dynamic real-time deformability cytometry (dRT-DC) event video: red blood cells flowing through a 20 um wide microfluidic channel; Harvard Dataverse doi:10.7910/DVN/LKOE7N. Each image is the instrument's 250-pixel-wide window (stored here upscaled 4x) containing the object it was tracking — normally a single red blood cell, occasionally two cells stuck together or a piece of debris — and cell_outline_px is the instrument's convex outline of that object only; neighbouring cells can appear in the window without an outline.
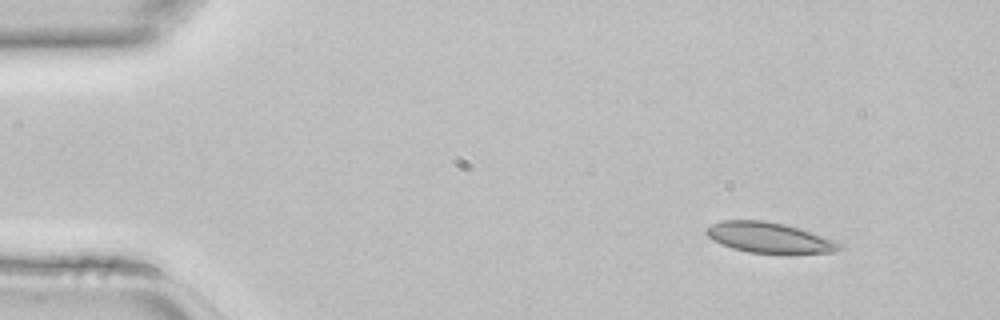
{"species": "common noctule bat (a hibernating species)", "species_latin": "Nyctalus noctula", "temperature_condition": "room temperature", "stored_images_in_passage": 40, "camera_frame_rate_fps": 3000, "um_per_image_px": 0.085, "animal": {"sex": "female", "body_mass_g": 22.7, "forearm_length_mm": 54.2}, "frame": {"image": 1, "passage_image": 1, "time_ms": 0.0, "image_size_px": [1000, 320], "cell_outline_px": [[844, 248], [836, 252], [788, 256], [748, 252], [732, 248], [712, 240], [704, 232], [704, 228], [720, 220], [764, 220], [784, 224], [800, 228], [832, 240], [840, 244]], "centroid_in_image_um": [65.4, 20.24], "position_along_channel_um": 19.6, "area_um2": 24.51}}
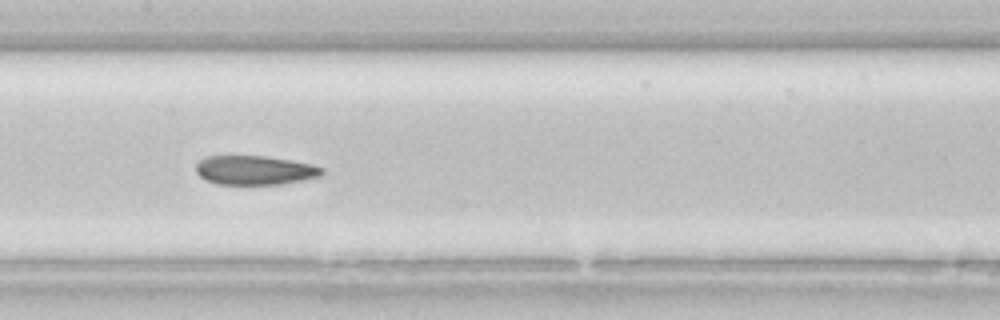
{"frame": {"image": 2, "passage_image": 18, "time_ms": 5.667, "image_size_px": [1000, 320], "cell_outline_px": [[324, 172], [320, 176], [280, 184], [216, 184], [200, 176], [196, 172], [196, 164], [200, 160], [208, 156], [268, 156], [292, 160], [312, 164], [324, 168]], "centroid_in_image_um": [21.67, 14.46], "position_along_channel_um": 185.7, "area_um2": 21.33}}
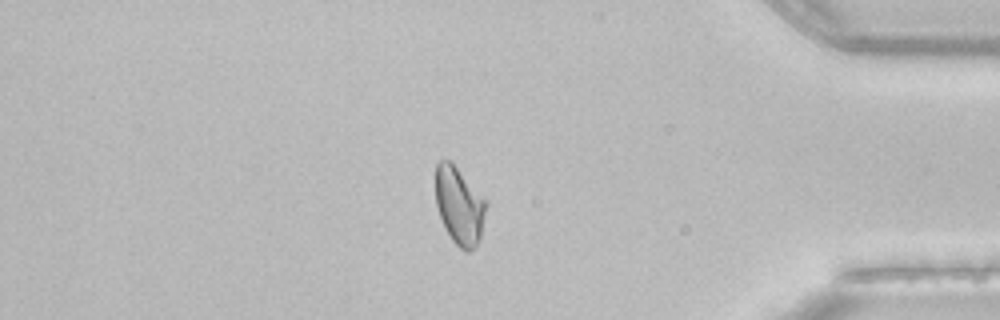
{"frame": {"image": 3, "passage_image": 34, "time_ms": 11.0, "image_size_px": [1000, 320], "cell_outline_px": [[484, 212], [480, 240], [476, 248], [468, 252], [464, 252], [452, 240], [440, 216], [436, 204], [436, 164], [440, 160], [452, 160], [484, 200]], "centroid_in_image_um": [39.01, 17.49], "position_along_channel_um": 396.2, "area_um2": 22.31}}